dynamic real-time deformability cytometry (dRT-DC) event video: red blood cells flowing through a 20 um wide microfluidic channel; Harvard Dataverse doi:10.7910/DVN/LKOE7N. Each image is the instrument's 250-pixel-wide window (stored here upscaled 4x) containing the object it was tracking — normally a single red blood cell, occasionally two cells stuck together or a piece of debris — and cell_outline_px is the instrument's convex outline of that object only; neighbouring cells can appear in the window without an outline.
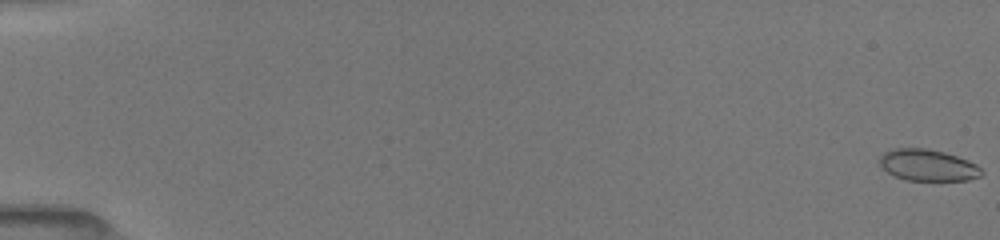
{"species": "common noctule bat (a hibernating species)", "species_latin": "Nyctalus noctula", "temperature_condition": "room temperature", "stored_images_in_passage": 39, "camera_frame_rate_fps": 3000, "um_per_image_px": 0.085, "animal": {"sex": "female", "body_mass_g": 19.5, "forearm_length_mm": 54.1}, "frame": {"image": 1, "passage_image": 1, "time_ms": 0.0, "image_size_px": [1000, 240], "cell_outline_px": [[984, 172], [980, 176], [968, 180], [908, 180], [896, 176], [888, 172], [880, 164], [880, 156], [884, 152], [892, 148], [924, 148], [944, 152], [968, 160], [976, 164]], "centroid_in_image_um": [78.88, 14.03], "position_along_channel_um": 6.1, "area_um2": 18.55}}
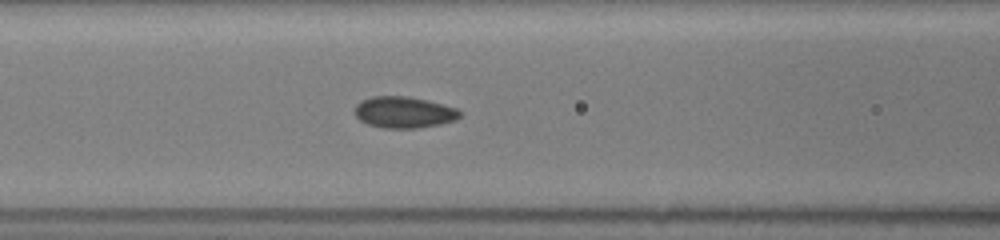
{"frame": {"image": 2, "passage_image": 20, "time_ms": 7.667, "image_size_px": [1000, 240], "cell_outline_px": [[460, 116], [456, 120], [440, 124], [420, 128], [384, 128], [368, 124], [360, 120], [356, 116], [356, 104], [372, 96], [408, 96], [456, 108], [460, 112]], "centroid_in_image_um": [34.33, 9.55], "position_along_channel_um": 132.3, "area_um2": 18.96}}
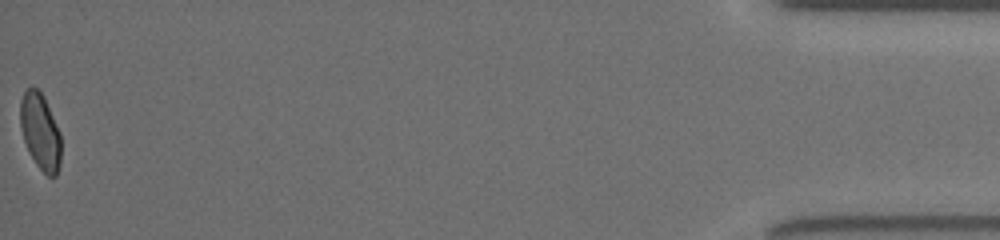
{"frame": {"image": 3, "passage_image": 39, "time_ms": 17.333, "image_size_px": [1000, 240], "cell_outline_px": [[60, 164], [56, 176], [48, 176], [36, 164], [28, 152], [20, 128], [20, 100], [24, 92], [28, 88], [36, 88], [44, 96], [60, 132]], "centroid_in_image_um": [3.41, 11.18], "position_along_channel_um": 431.8, "area_um2": 18.09}, "authors_computed_cell_mechanics": {"area_um2": 18.7272, "velocity_mm_per_s": 4.0257, "shape_relaxation_time_tau1_ms": 5.6643, "shape_relaxation_time_tau2_ms": 0.8562, "deformation_change_tau1": 0.1342, "deformation_change_tau2": 0.0313}}